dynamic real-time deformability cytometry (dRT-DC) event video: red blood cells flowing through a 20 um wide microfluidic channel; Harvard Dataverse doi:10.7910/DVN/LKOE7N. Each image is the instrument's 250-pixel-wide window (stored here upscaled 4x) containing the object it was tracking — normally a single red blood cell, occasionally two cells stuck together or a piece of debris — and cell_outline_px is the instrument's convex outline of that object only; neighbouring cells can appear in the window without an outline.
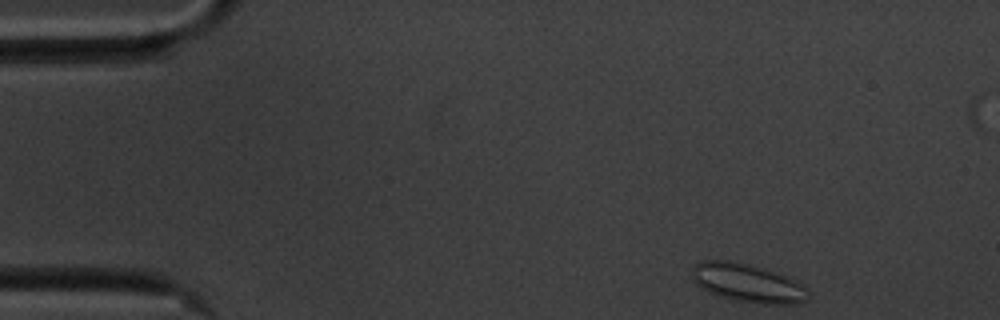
{"species": "common noctule bat (a hibernating species)", "species_latin": "Nyctalus noctula", "temperature_condition": "cold", "stored_images_in_passage": 53, "segment_of_instrument_passage": [1, 2], "camera_frame_rate_fps": 3000, "um_per_image_px": 0.085, "animal": {"sex": "male", "body_mass_g": 20.1, "forearm_length_mm": 53.5}, "frame": {"image": 1, "passage_image": 1, "time_ms": 0.0, "image_size_px": [1000, 320], "cell_outline_px": [[808, 296], [800, 304], [764, 304], [736, 300], [720, 296], [708, 292], [696, 284], [692, 280], [692, 268], [700, 260], [728, 260], [748, 264], [764, 268], [804, 284], [808, 288]], "centroid_in_image_um": [63.54, 24.05], "position_along_channel_um": 21.5, "area_um2": 26.07}}
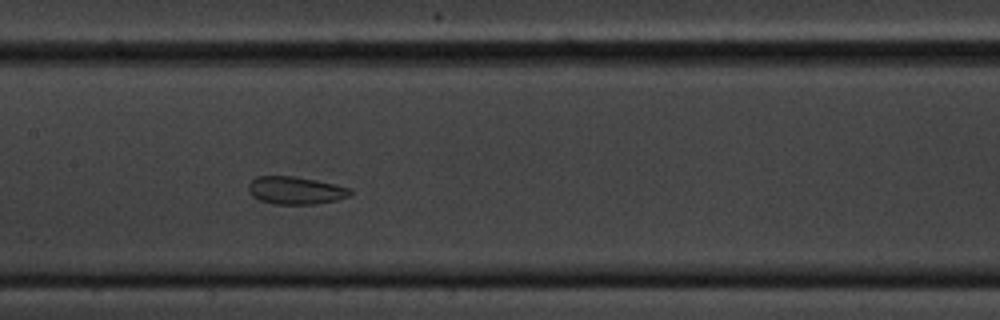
{"frame": {"image": 2, "passage_image": 22, "time_ms": 7.0, "image_size_px": [1000, 320], "cell_outline_px": [[352, 192], [348, 196], [336, 200], [312, 204], [272, 204], [260, 200], [252, 196], [248, 192], [248, 184], [256, 176], [296, 176], [316, 180], [352, 188]], "centroid_in_image_um": [25.09, 16.18], "position_along_channel_um": 182.3, "area_um2": 16.47}}
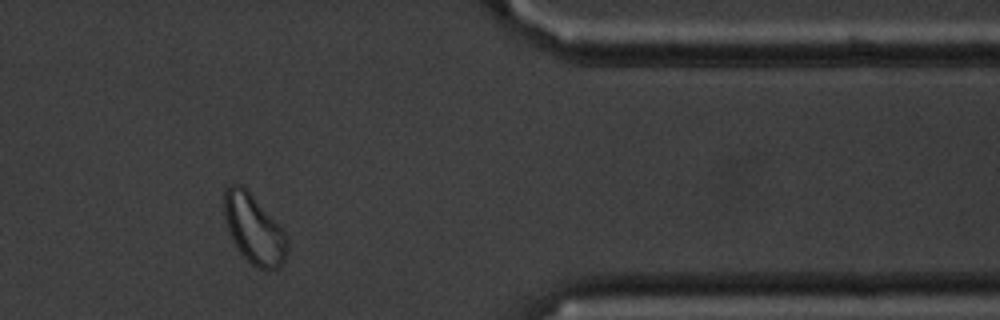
{"frame": {"image": 3, "passage_image": 42, "time_ms": 13.667, "image_size_px": [1000, 320], "cell_outline_px": [[288, 252], [284, 260], [276, 268], [256, 268], [240, 252], [228, 232], [224, 216], [224, 192], [232, 184], [240, 184], [252, 196], [288, 236]], "centroid_in_image_um": [21.58, 19.5], "position_along_channel_um": 389.8, "area_um2": 24.74}}